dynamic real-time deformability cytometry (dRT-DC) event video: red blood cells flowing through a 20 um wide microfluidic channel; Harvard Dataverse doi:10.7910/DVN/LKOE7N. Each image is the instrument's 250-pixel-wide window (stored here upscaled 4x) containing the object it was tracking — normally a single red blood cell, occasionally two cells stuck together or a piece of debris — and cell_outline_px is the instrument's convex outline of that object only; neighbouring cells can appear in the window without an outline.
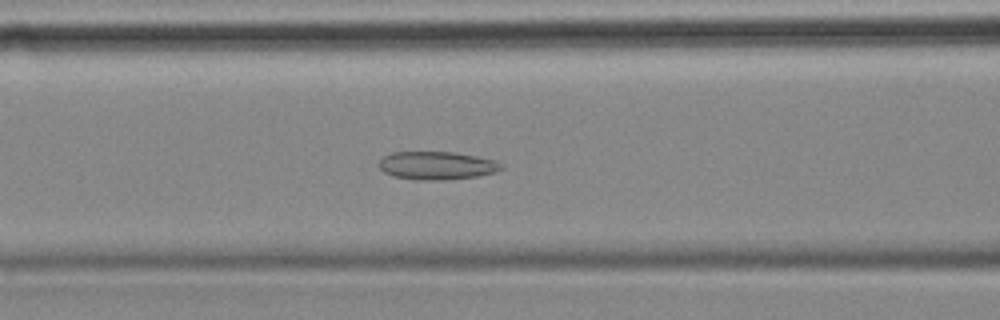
{"species": "common noctule bat (a hibernating species)", "species_latin": "Nyctalus noctula", "temperature_condition": "cold", "stored_images_in_passage": 55, "camera_frame_rate_fps": 3000, "um_per_image_px": 0.085, "animal": {"sex": "female", "body_mass_g": 18.4}, "frame": {"image": 1, "passage_image": 21, "time_ms": 6.667, "image_size_px": [1000, 320], "cell_outline_px": [[504, 168], [496, 172], [476, 176], [444, 180], [416, 180], [392, 176], [384, 172], [380, 168], [380, 160], [384, 156], [392, 152], [456, 152], [476, 156], [492, 160], [504, 164]], "centroid_in_image_um": [37.14, 14.07], "position_along_channel_um": 129.5, "area_um2": 20.06}}
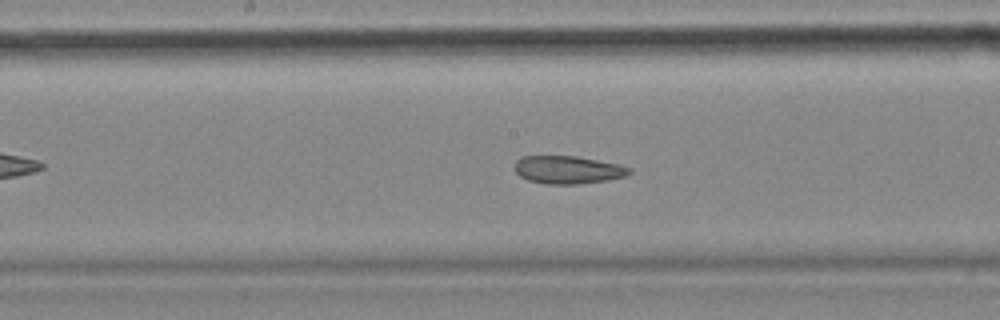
{"frame": {"image": 2, "passage_image": 27, "time_ms": 8.667, "image_size_px": [1000, 320], "cell_outline_px": [[632, 172], [628, 176], [608, 180], [576, 184], [544, 184], [528, 180], [520, 176], [512, 168], [516, 160], [520, 156], [576, 156], [616, 164], [632, 168]], "centroid_in_image_um": [48.24, 14.43], "position_along_channel_um": 200.0, "area_um2": 18.79}}
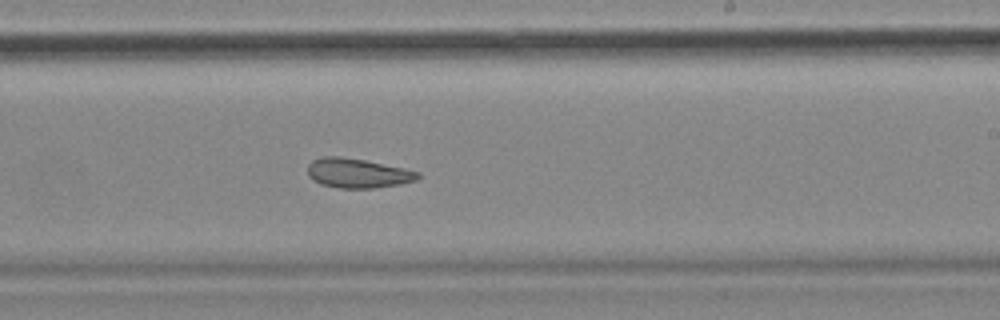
{"frame": {"image": 3, "passage_image": 32, "time_ms": 10.333, "image_size_px": [1000, 320], "cell_outline_px": [[420, 176], [416, 180], [400, 184], [376, 188], [340, 188], [320, 184], [312, 180], [308, 176], [308, 164], [312, 160], [324, 156], [340, 156], [364, 160], [404, 168], [420, 172]], "centroid_in_image_um": [30.38, 14.72], "position_along_channel_um": 258.6, "area_um2": 19.02}, "authors_computed_cell_mechanics": {"area_um2": 22.253, "velocity_mm_per_s": 3.5275, "shape_relaxation_time_tau1_ms": null, "shape_relaxation_time_tau2_ms": 4.9091, "deformation_change_tau1": null, "deformation_change_tau2": 0.1193}}